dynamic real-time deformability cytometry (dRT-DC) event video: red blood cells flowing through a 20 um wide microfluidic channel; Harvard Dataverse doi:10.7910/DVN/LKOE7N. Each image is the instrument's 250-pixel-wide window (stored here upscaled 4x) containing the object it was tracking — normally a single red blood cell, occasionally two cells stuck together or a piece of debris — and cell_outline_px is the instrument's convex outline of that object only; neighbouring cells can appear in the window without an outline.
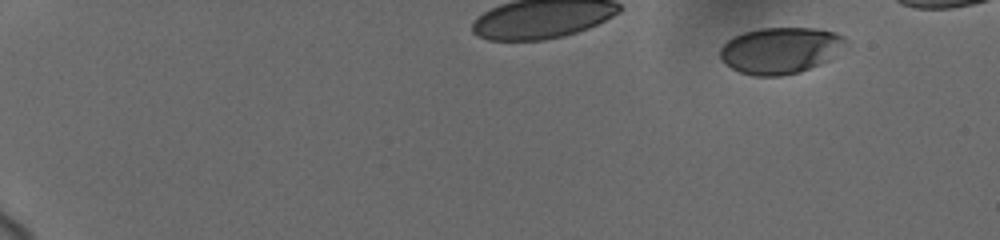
{"species": "human", "species_latin": "Homo sapiens", "temperature_condition": "cold", "stored_images_in_passage": 14, "camera_frame_rate_fps": 3000, "um_per_image_px": 0.085, "donor": {"sex": "female"}, "frame": {"image": 1, "passage_image": 1, "time_ms": 0.0, "image_size_px": [1000, 240], "cell_outline_px": [[848, 40], [828, 60], [820, 64], [800, 72], [780, 76], [752, 76], [740, 72], [724, 64], [720, 60], [720, 48], [732, 36], [744, 32], [760, 28], [816, 28], [836, 32], [844, 36]], "centroid_in_image_um": [66.29, 4.28], "position_along_channel_um": 18.7, "area_um2": 33.99}}
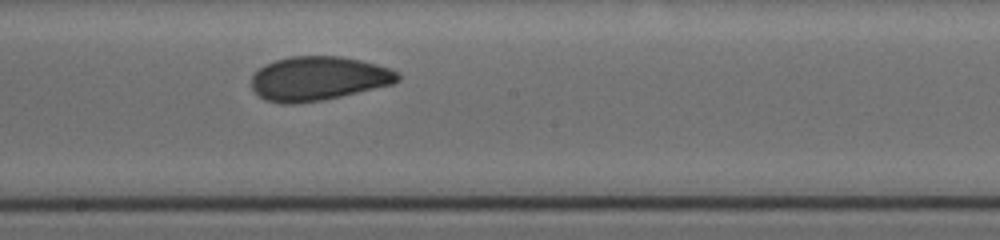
{"frame": {"image": 2, "passage_image": 8, "time_ms": 7.0, "image_size_px": [1000, 240], "cell_outline_px": [[400, 80], [392, 84], [340, 96], [320, 100], [296, 104], [280, 104], [264, 100], [252, 88], [252, 76], [264, 64], [276, 60], [292, 56], [340, 56], [360, 60], [376, 64], [400, 72]], "centroid_in_image_um": [27.05, 6.67], "position_along_channel_um": 221.2, "area_um2": 37.45}}
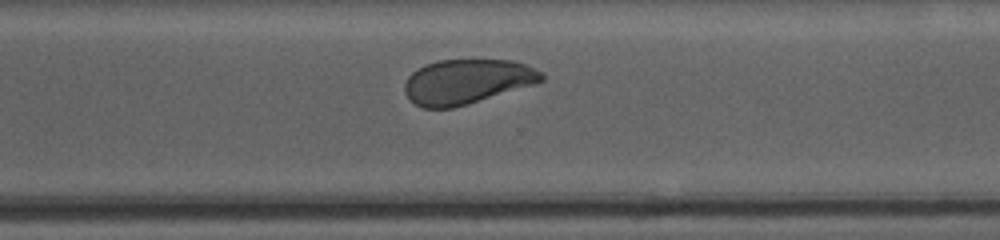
{"frame": {"image": 3, "passage_image": 13, "time_ms": 10.0, "image_size_px": [1000, 240], "cell_outline_px": [[544, 80], [536, 84], [468, 104], [452, 108], [424, 108], [416, 104], [404, 92], [404, 84], [408, 76], [412, 72], [424, 64], [440, 60], [512, 60], [524, 64], [540, 72], [544, 76]], "centroid_in_image_um": [39.67, 6.93], "position_along_channel_um": 330.9, "area_um2": 35.55}}